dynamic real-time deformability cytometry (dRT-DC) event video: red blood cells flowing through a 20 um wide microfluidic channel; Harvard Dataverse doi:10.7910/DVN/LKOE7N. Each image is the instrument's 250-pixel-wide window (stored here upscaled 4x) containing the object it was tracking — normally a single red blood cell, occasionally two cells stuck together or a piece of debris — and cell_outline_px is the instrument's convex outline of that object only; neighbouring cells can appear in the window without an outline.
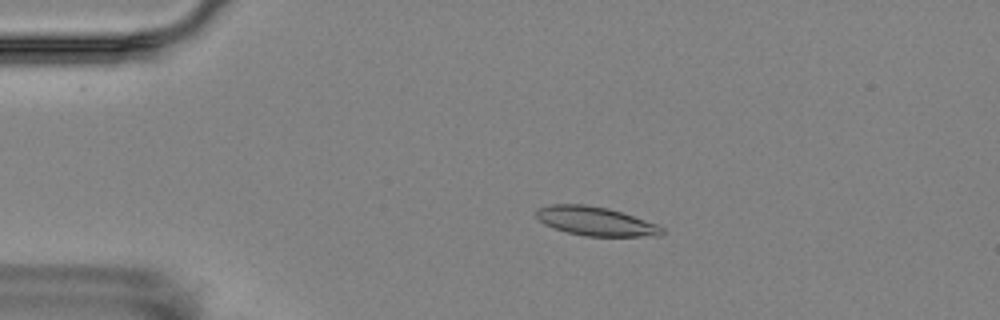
{"species": "Egyptian fruit bat (a non-hibernating species)", "species_latin": "Rousettus aegyptiacus", "temperature_condition": "room temperature", "stored_images_in_passage": 5, "camera_frame_rate_fps": 3000, "um_per_image_px": 0.085, "animal": {"sex": "female"}, "frame": {"image": 1, "passage_image": 3, "time_ms": 2.333, "image_size_px": [1000, 320], "cell_outline_px": [[664, 232], [660, 236], [584, 236], [568, 232], [544, 224], [536, 216], [536, 208], [552, 204], [584, 204], [608, 208], [656, 224], [664, 228]], "centroid_in_image_um": [50.61, 18.8], "position_along_channel_um": 34.4, "area_um2": 20.98}}